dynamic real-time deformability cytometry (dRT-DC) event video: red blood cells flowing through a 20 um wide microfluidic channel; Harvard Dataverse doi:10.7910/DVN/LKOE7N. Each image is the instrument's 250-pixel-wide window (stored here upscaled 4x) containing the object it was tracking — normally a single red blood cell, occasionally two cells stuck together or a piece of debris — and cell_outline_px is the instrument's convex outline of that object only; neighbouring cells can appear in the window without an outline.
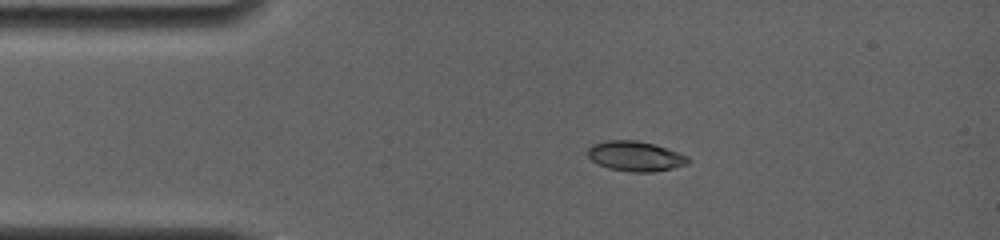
{"species": "common noctule bat (a hibernating species)", "species_latin": "Nyctalus noctula", "temperature_condition": "room temperature", "stored_images_in_passage": 7, "camera_frame_rate_fps": 4000, "um_per_image_px": 0.085, "animal": {"sex": "female", "body_mass_g": 19.0, "forearm_length_mm": 56.7}, "frame": {"image": 1, "passage_image": 1, "time_ms": 0.0, "image_size_px": [1000, 240], "cell_outline_px": [[692, 160], [688, 164], [672, 168], [652, 172], [632, 172], [608, 168], [592, 160], [588, 156], [588, 148], [592, 144], [604, 140], [636, 140], [656, 144], [688, 156]], "centroid_in_image_um": [54.03, 13.26], "position_along_channel_um": 31.0, "area_um2": 17.63}}
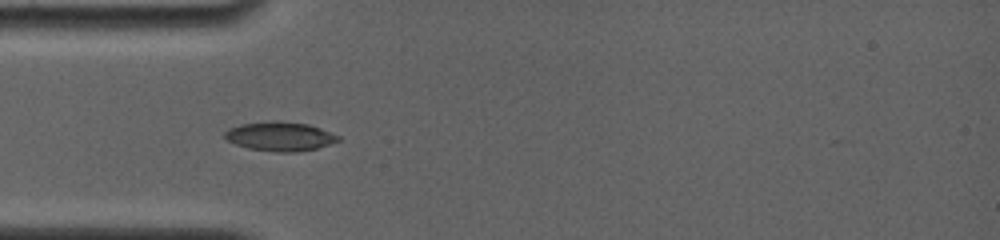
{"frame": {"image": 2, "passage_image": 3, "time_ms": 1.75, "image_size_px": [1000, 240], "cell_outline_px": [[340, 140], [316, 148], [296, 152], [276, 152], [248, 148], [236, 144], [228, 140], [224, 136], [224, 132], [228, 128], [240, 124], [272, 120], [308, 124], [320, 128], [340, 136]], "centroid_in_image_um": [23.77, 11.58], "position_along_channel_um": 61.2, "area_um2": 19.19}}